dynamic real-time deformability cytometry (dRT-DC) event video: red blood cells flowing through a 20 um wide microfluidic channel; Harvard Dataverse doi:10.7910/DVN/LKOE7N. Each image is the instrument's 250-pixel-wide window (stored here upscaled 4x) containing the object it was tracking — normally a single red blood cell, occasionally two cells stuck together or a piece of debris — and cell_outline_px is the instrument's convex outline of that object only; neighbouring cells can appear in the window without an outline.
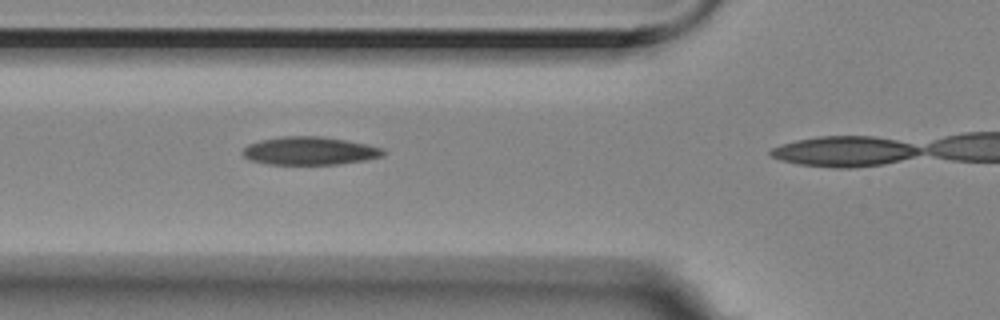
{"species": "Egyptian fruit bat (a non-hibernating species)", "species_latin": "Rousettus aegyptiacus", "temperature_condition": "room temperature", "stored_images_in_passage": 4, "camera_frame_rate_fps": 3000, "um_per_image_px": 0.085, "animal": {"sex": "female"}, "frame": {"image": 1, "passage_image": 3, "time_ms": 0.667, "image_size_px": [1000, 320], "cell_outline_px": [[388, 152], [384, 156], [364, 160], [340, 164], [268, 164], [248, 160], [240, 152], [248, 144], [260, 140], [280, 136], [320, 136], [344, 140], [384, 148]], "centroid_in_image_um": [26.31, 12.82], "position_along_channel_um": 99.5, "area_um2": 23.12}}